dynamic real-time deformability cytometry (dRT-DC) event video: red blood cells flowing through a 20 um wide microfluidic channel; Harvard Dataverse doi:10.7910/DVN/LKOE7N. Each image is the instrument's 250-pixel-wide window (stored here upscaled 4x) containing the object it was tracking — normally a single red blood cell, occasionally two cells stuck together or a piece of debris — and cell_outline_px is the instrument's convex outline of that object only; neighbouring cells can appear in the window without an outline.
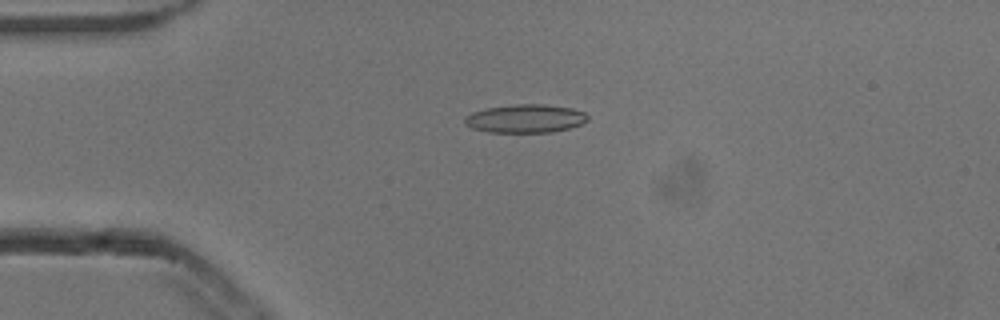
{"species": "common noctule bat (a hibernating species)", "species_latin": "Nyctalus noctula", "temperature_condition": "cold", "stored_images_in_passage": 53, "camera_frame_rate_fps": 3000, "um_per_image_px": 0.085, "animal": {"sex": "male", "body_mass_g": 13.3}, "frame": {"image": 1, "passage_image": 13, "time_ms": 4.0, "image_size_px": [1000, 320], "cell_outline_px": [[588, 120], [584, 124], [552, 132], [488, 132], [472, 128], [464, 124], [464, 116], [472, 112], [488, 108], [516, 104], [544, 104], [572, 108], [584, 112], [588, 116]], "centroid_in_image_um": [44.66, 10.08], "position_along_channel_um": 40.3, "area_um2": 20.4}}
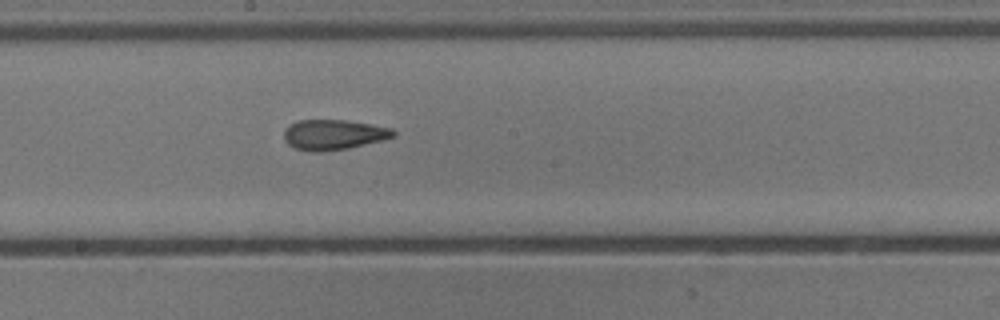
{"frame": {"image": 2, "passage_image": 29, "time_ms": 9.333, "image_size_px": [1000, 320], "cell_outline_px": [[396, 136], [384, 140], [348, 148], [320, 152], [312, 152], [296, 148], [288, 144], [284, 140], [284, 128], [300, 120], [344, 120], [392, 128], [396, 132]], "centroid_in_image_um": [28.36, 11.45], "position_along_channel_um": 219.8, "area_um2": 19.19}}
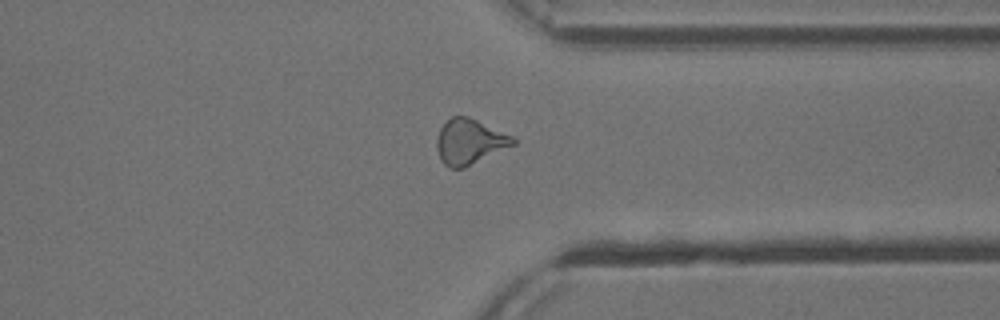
{"frame": {"image": 3, "passage_image": 41, "time_ms": 13.333, "image_size_px": [1000, 320], "cell_outline_px": [[516, 144], [464, 168], [452, 168], [444, 164], [436, 148], [436, 140], [440, 128], [452, 116], [468, 116], [512, 136], [516, 140]], "centroid_in_image_um": [39.91, 12.04], "position_along_channel_um": 371.5, "area_um2": 19.88}, "authors_computed_cell_mechanics": {"area_um2": 19.5364, "velocity_mm_per_s": 3.8486, "shape_relaxation_time_tau1_ms": null, "shape_relaxation_time_tau2_ms": 2.8338, "deformation_change_tau1": null, "deformation_change_tau2": 0.115}}